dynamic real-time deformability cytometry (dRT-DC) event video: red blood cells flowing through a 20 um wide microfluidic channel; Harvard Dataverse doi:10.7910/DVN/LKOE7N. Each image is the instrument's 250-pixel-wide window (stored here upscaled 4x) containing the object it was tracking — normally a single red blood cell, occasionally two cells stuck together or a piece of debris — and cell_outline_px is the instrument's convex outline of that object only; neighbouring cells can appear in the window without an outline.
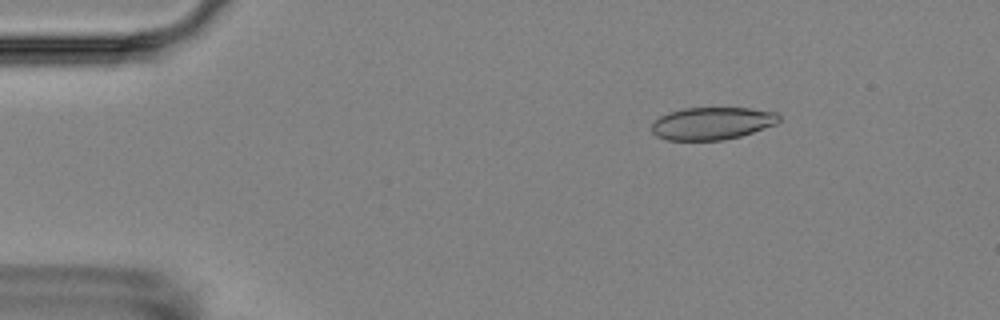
{"species": "Egyptian fruit bat (a non-hibernating species)", "species_latin": "Rousettus aegyptiacus", "temperature_condition": "room temperature", "stored_images_in_passage": 4, "camera_frame_rate_fps": 3000, "um_per_image_px": 0.085, "animal": {"sex": "female"}, "frame": {"image": 1, "passage_image": 2, "time_ms": 1.0, "image_size_px": [1000, 320], "cell_outline_px": [[780, 120], [776, 124], [740, 136], [720, 140], [668, 140], [656, 136], [652, 132], [652, 124], [660, 116], [668, 112], [684, 108], [748, 108], [776, 112], [780, 116]], "centroid_in_image_um": [60.52, 10.48], "position_along_channel_um": 24.5, "area_um2": 23.99}}